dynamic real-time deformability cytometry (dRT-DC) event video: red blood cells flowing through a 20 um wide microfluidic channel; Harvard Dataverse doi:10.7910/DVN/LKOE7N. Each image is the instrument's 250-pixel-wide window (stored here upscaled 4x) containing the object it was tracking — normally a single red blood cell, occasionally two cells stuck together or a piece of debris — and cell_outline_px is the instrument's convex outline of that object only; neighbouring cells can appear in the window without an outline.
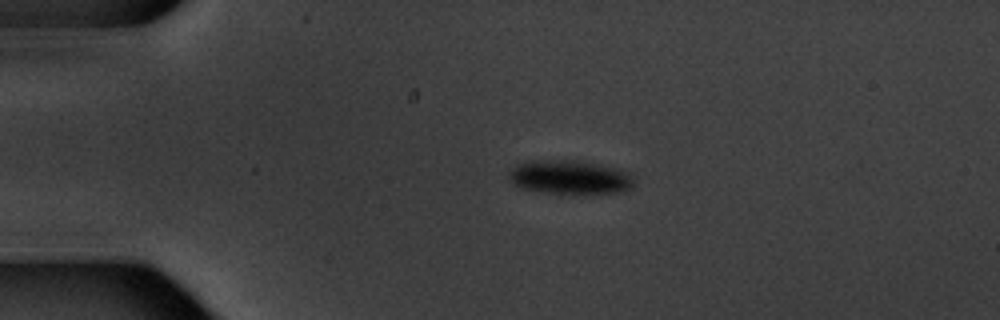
{"species": "common noctule bat (a hibernating species)", "species_latin": "Nyctalus noctula", "temperature_condition": "warm", "stored_images_in_passage": 5, "camera_frame_rate_fps": 3000, "um_per_image_px": 0.085, "animal": {"sex": "male", "body_mass_g": 20.1, "forearm_length_mm": 53.5}, "frame": {"image": 1, "passage_image": 4, "time_ms": 4.333, "image_size_px": [1000, 320], "cell_outline_px": [[632, 188], [620, 192], [544, 192], [520, 188], [512, 184], [508, 180], [508, 172], [512, 168], [520, 164], [532, 160], [576, 160], [600, 164], [620, 168], [628, 172], [632, 176]], "centroid_in_image_um": [48.4, 15.03], "position_along_channel_um": 36.6, "area_um2": 24.51}}